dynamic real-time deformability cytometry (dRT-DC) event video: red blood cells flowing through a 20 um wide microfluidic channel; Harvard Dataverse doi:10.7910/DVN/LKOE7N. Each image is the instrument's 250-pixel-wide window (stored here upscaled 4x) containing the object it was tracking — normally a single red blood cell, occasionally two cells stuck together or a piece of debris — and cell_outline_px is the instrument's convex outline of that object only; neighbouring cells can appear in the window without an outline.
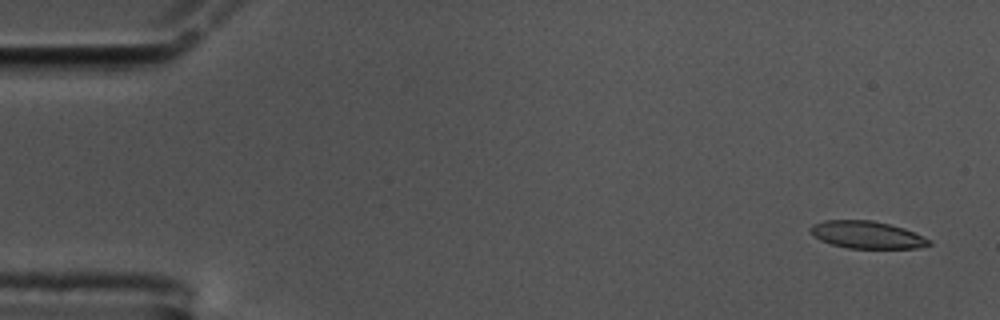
{"species": "common noctule bat (a hibernating species)", "species_latin": "Nyctalus noctula", "temperature_condition": "cold", "stored_images_in_passage": 56, "camera_frame_rate_fps": 3000, "um_per_image_px": 0.085, "animal": {"sex": "male", "body_mass_g": 17.5, "forearm_length_mm": 52.3}, "frame": {"image": 1, "passage_image": 1, "time_ms": 0.0, "image_size_px": [1000, 320], "cell_outline_px": [[932, 244], [916, 248], [848, 248], [832, 244], [820, 240], [808, 228], [812, 224], [824, 220], [872, 220], [904, 228], [932, 240]], "centroid_in_image_um": [73.69, 19.95], "position_along_channel_um": 11.3, "area_um2": 18.79}}
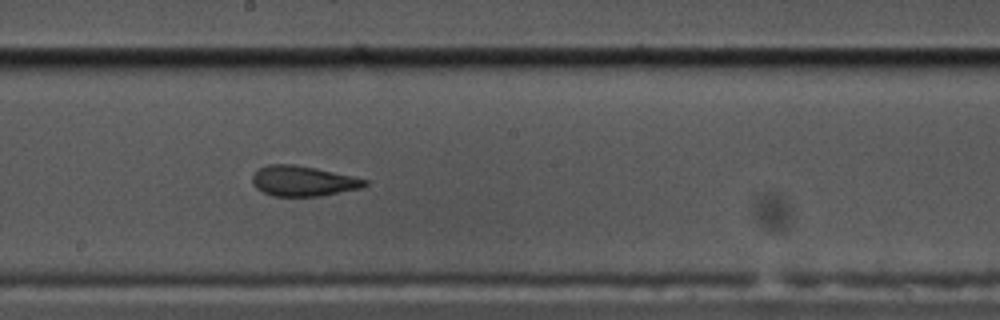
{"frame": {"image": 2, "passage_image": 30, "time_ms": 9.667, "image_size_px": [1000, 320], "cell_outline_px": [[368, 184], [364, 188], [320, 196], [272, 196], [256, 188], [252, 184], [252, 176], [256, 168], [268, 164], [296, 164], [316, 168], [352, 176], [368, 180]], "centroid_in_image_um": [25.74, 15.38], "position_along_channel_um": 222.5, "area_um2": 20.11}}
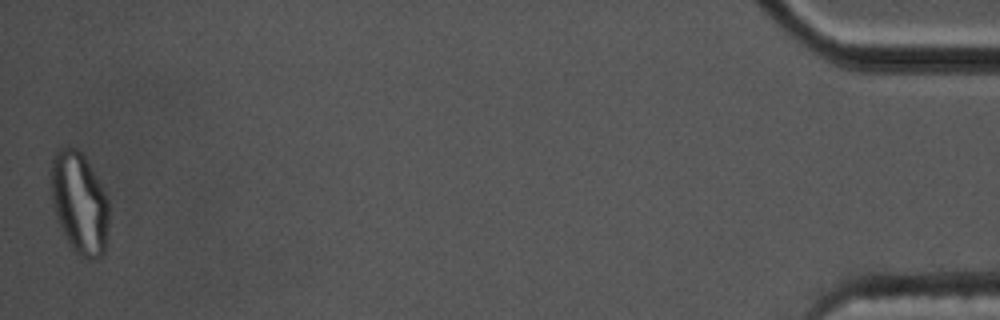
{"frame": {"image": 3, "passage_image": 56, "time_ms": 18.333, "image_size_px": [1000, 320], "cell_outline_px": [[108, 224], [104, 252], [96, 260], [88, 260], [80, 256], [68, 244], [56, 220], [52, 204], [52, 156], [56, 148], [76, 148], [84, 156], [100, 184], [108, 200]], "centroid_in_image_um": [6.73, 17.29], "position_along_channel_um": 428.5, "area_um2": 34.22}, "authors_computed_cell_mechanics": {"area_um2": 20.2589, "velocity_mm_per_s": 3.4539, "shape_relaxation_time_tau1_ms": null, "shape_relaxation_time_tau2_ms": 2.3835, "deformation_change_tau1": null, "deformation_change_tau2": 0.0841}}